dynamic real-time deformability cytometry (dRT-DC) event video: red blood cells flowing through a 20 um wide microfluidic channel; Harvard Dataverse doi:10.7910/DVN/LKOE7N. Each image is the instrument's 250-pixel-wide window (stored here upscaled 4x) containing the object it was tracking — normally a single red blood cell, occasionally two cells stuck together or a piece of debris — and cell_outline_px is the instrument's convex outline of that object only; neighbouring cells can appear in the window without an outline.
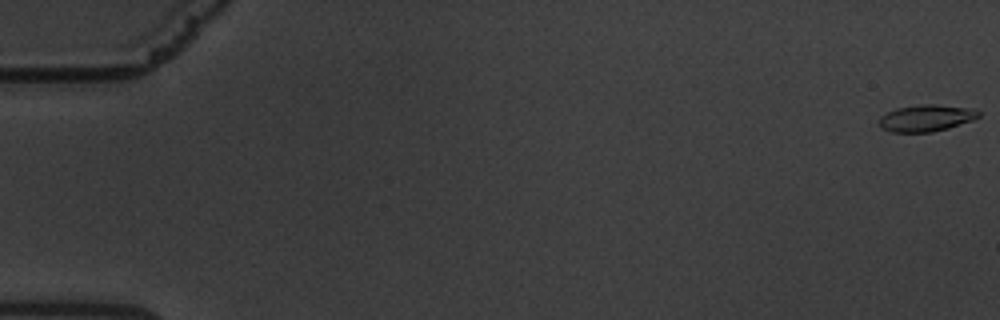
{"species": "common noctule bat (a hibernating species)", "species_latin": "Nyctalus noctula", "temperature_condition": "warm", "stored_images_in_passage": 9, "camera_frame_rate_fps": 3000, "um_per_image_px": 0.085, "animal": {"sex": "male", "body_mass_g": 19.5, "forearm_length_mm": 54.6}, "frame": {"image": 1, "passage_image": 1, "time_ms": 0.0, "image_size_px": [1000, 320], "cell_outline_px": [[980, 116], [972, 120], [948, 128], [932, 132], [892, 132], [884, 128], [880, 124], [880, 116], [896, 108], [920, 104], [936, 104], [972, 108], [980, 112]], "centroid_in_image_um": [78.75, 10.02], "position_along_channel_um": 6.2, "area_um2": 15.37}}